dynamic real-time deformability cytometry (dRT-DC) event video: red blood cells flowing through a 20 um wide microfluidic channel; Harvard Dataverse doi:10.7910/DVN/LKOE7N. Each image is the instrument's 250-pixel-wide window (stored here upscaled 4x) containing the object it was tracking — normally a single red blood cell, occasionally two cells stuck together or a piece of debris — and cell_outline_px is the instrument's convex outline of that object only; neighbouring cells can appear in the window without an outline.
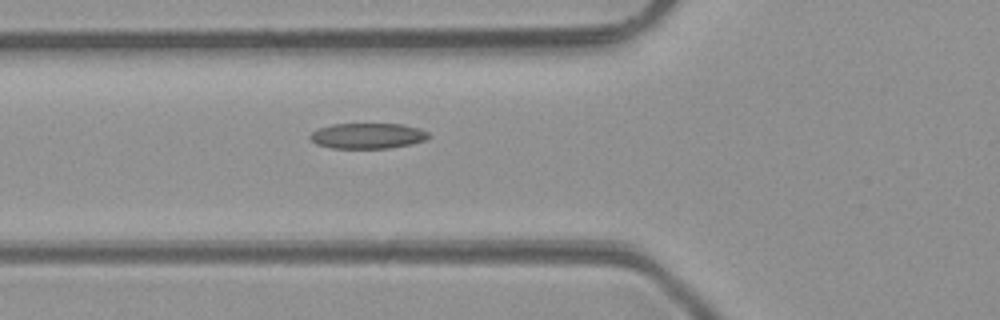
{"species": "common noctule bat (a hibernating species)", "species_latin": "Nyctalus noctula", "temperature_condition": "room temperature", "stored_images_in_passage": 6, "camera_frame_rate_fps": 3000, "um_per_image_px": 0.085, "animal": {"sex": "male", "body_mass_g": 23.1, "forearm_length_mm": 52.7}, "frame": {"image": 1, "passage_image": 6, "time_ms": 6.0, "image_size_px": [1000, 320], "cell_outline_px": [[428, 136], [424, 140], [412, 144], [388, 148], [332, 148], [316, 144], [308, 136], [312, 132], [320, 128], [332, 124], [400, 124], [420, 128], [428, 132]], "centroid_in_image_um": [31.24, 11.54], "position_along_channel_um": 94.6, "area_um2": 17.51}}